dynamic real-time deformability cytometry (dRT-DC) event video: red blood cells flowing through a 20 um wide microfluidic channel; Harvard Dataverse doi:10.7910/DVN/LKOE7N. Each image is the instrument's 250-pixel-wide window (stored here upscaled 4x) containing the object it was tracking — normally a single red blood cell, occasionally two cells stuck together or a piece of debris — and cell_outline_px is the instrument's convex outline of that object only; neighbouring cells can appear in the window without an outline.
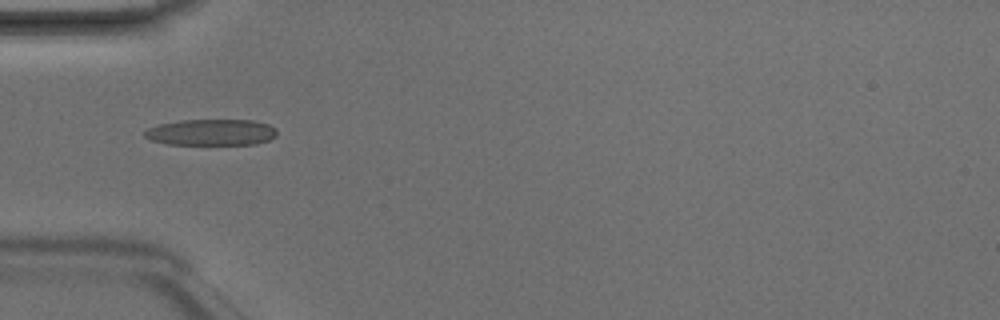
{"species": "Egyptian fruit bat (a non-hibernating species)", "species_latin": "Rousettus aegyptiacus", "temperature_condition": "room temperature", "stored_images_in_passage": 6, "camera_frame_rate_fps": 3000, "um_per_image_px": 0.085, "animal": {"sex": "male"}, "frame": {"image": 1, "passage_image": 5, "time_ms": 1.333, "image_size_px": [1000, 320], "cell_outline_px": [[276, 136], [268, 140], [256, 144], [168, 144], [152, 140], [144, 136], [144, 132], [148, 128], [160, 124], [180, 120], [252, 120], [268, 124], [276, 128]], "centroid_in_image_um": [17.97, 11.24], "position_along_channel_um": 67.0, "area_um2": 20.11}}